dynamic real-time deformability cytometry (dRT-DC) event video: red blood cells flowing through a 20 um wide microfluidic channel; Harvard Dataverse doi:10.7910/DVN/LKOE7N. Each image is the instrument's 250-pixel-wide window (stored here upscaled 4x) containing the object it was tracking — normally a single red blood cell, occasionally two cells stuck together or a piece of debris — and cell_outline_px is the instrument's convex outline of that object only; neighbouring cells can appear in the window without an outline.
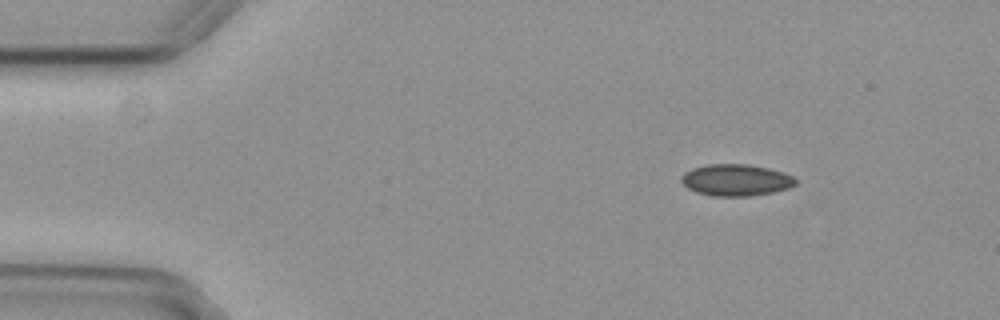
{"species": "common noctule bat (a hibernating species)", "species_latin": "Nyctalus noctula", "temperature_condition": "cold", "stored_images_in_passage": 8, "camera_frame_rate_fps": 3000, "um_per_image_px": 0.085, "animal": {"sex": "female", "body_mass_g": 29.2, "forearm_length_mm": 56.3}, "frame": {"image": 1, "passage_image": 1, "time_ms": 0.0, "image_size_px": [1000, 320], "cell_outline_px": [[796, 184], [788, 188], [772, 192], [748, 196], [712, 196], [696, 192], [688, 188], [680, 180], [680, 176], [684, 172], [692, 168], [708, 164], [748, 164], [768, 168], [784, 172], [792, 176], [796, 180]], "centroid_in_image_um": [62.53, 15.3], "position_along_channel_um": 22.5, "area_um2": 21.1}}